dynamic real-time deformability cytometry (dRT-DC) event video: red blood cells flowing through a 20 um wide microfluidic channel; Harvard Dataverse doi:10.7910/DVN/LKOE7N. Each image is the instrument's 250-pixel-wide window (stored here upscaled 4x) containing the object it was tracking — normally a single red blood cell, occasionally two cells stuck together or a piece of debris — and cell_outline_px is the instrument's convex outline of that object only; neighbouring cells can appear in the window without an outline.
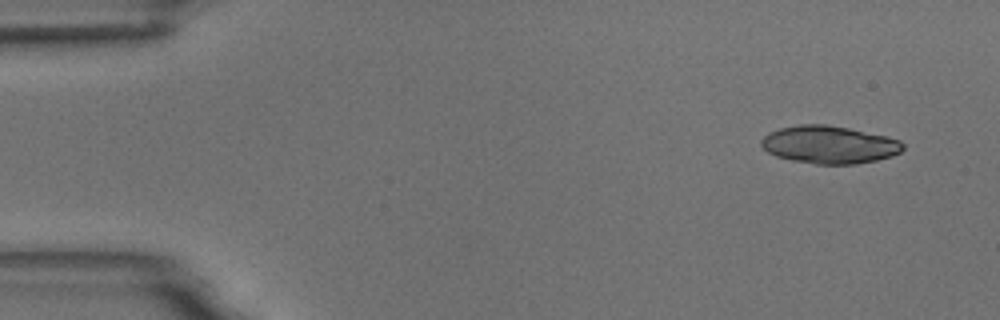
{"species": "common noctule bat (a hibernating species)", "species_latin": "Nyctalus noctula", "temperature_condition": "room temperature", "stored_images_in_passage": 4, "camera_frame_rate_fps": 3000, "um_per_image_px": 0.085, "animal": {"sex": "male", "body_mass_g": 18.8}, "frame": {"image": 1, "passage_image": 1, "time_ms": 0.0, "image_size_px": [1000, 320], "cell_outline_px": [[904, 148], [900, 152], [892, 156], [876, 160], [856, 164], [816, 164], [792, 160], [776, 156], [768, 152], [760, 144], [760, 140], [768, 132], [780, 128], [800, 124], [824, 124], [848, 128], [888, 136], [900, 140], [904, 144]], "centroid_in_image_um": [70.49, 12.29], "position_along_channel_um": 14.5, "area_um2": 31.21}}